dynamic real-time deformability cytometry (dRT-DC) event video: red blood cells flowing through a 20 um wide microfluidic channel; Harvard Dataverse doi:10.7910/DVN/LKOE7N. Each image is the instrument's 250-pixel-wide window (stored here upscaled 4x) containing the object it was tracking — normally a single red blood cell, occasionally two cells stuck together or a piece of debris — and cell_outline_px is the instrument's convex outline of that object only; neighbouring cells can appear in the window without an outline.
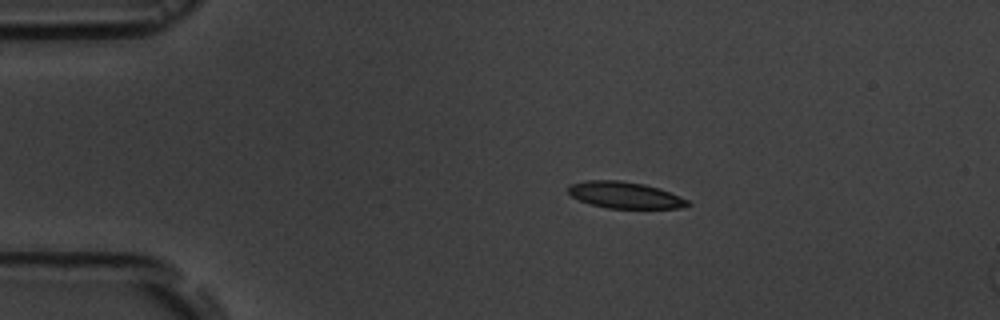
{"species": "common noctule bat (a hibernating species)", "species_latin": "Nyctalus noctula", "temperature_condition": "room temperature", "stored_images_in_passage": 4, "camera_frame_rate_fps": 3000, "um_per_image_px": 0.085, "animal": {"sex": "male", "body_mass_g": 19.5, "forearm_length_mm": 54.6}, "frame": {"image": 1, "passage_image": 2, "time_ms": 2.0, "image_size_px": [1000, 320], "cell_outline_px": [[692, 204], [680, 208], [608, 208], [592, 204], [580, 200], [572, 196], [568, 192], [568, 184], [588, 180], [620, 180], [644, 184], [660, 188], [688, 200]], "centroid_in_image_um": [53.12, 16.57], "position_along_channel_um": 31.9, "area_um2": 18.38}}